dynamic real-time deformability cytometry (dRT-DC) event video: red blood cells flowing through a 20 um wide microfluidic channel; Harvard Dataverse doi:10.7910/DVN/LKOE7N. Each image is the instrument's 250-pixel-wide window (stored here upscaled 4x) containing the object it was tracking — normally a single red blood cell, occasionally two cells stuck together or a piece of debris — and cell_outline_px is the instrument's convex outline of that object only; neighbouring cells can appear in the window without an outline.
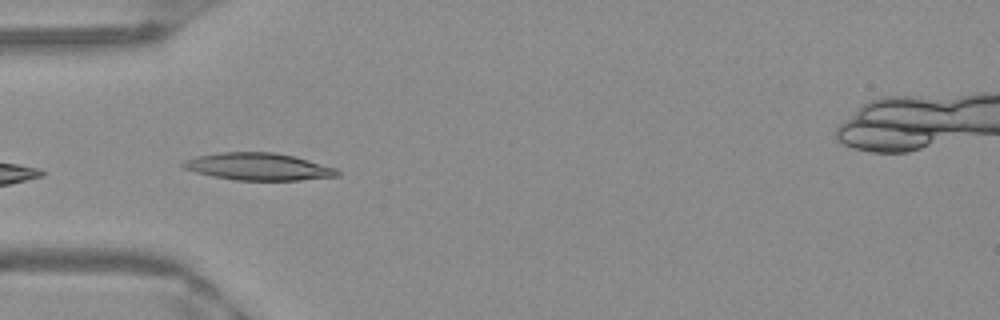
{"species": "Egyptian fruit bat (a non-hibernating species)", "species_latin": "Rousettus aegyptiacus", "temperature_condition": "warm", "stored_images_in_passage": 5, "camera_frame_rate_fps": 3000, "um_per_image_px": 0.085, "frame": {"image": 1, "passage_image": 2, "time_ms": 0.333, "image_size_px": [1000, 320], "cell_outline_px": [[340, 176], [300, 180], [236, 180], [212, 176], [196, 172], [184, 168], [180, 164], [184, 160], [200, 156], [224, 152], [276, 152], [308, 160], [336, 168], [340, 172]], "centroid_in_image_um": [21.98, 14.17], "position_along_channel_um": 63.0, "area_um2": 24.28}}